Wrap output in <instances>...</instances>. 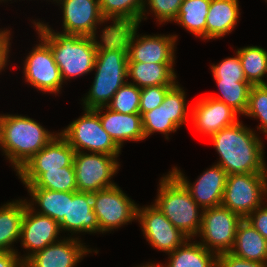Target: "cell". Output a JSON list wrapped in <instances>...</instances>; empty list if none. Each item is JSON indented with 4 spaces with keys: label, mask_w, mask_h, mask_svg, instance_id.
<instances>
[{
    "label": "cell",
    "mask_w": 267,
    "mask_h": 267,
    "mask_svg": "<svg viewBox=\"0 0 267 267\" xmlns=\"http://www.w3.org/2000/svg\"><path fill=\"white\" fill-rule=\"evenodd\" d=\"M210 139L220 157L217 165L228 175L267 173L261 138L240 121L222 128Z\"/></svg>",
    "instance_id": "6da1fadb"
},
{
    "label": "cell",
    "mask_w": 267,
    "mask_h": 267,
    "mask_svg": "<svg viewBox=\"0 0 267 267\" xmlns=\"http://www.w3.org/2000/svg\"><path fill=\"white\" fill-rule=\"evenodd\" d=\"M56 135L30 117L0 114V149L16 173Z\"/></svg>",
    "instance_id": "7a4b0ae2"
},
{
    "label": "cell",
    "mask_w": 267,
    "mask_h": 267,
    "mask_svg": "<svg viewBox=\"0 0 267 267\" xmlns=\"http://www.w3.org/2000/svg\"><path fill=\"white\" fill-rule=\"evenodd\" d=\"M37 34L51 48L63 82L94 70L96 49L91 37L55 32L44 22H33Z\"/></svg>",
    "instance_id": "3957f363"
},
{
    "label": "cell",
    "mask_w": 267,
    "mask_h": 267,
    "mask_svg": "<svg viewBox=\"0 0 267 267\" xmlns=\"http://www.w3.org/2000/svg\"><path fill=\"white\" fill-rule=\"evenodd\" d=\"M160 180L154 205L189 239L196 237L201 229L203 209L200 210L188 190L170 171Z\"/></svg>",
    "instance_id": "277c9868"
},
{
    "label": "cell",
    "mask_w": 267,
    "mask_h": 267,
    "mask_svg": "<svg viewBox=\"0 0 267 267\" xmlns=\"http://www.w3.org/2000/svg\"><path fill=\"white\" fill-rule=\"evenodd\" d=\"M94 69L93 83L82 99L85 109L106 107L117 90L127 82L128 56L117 51L97 52Z\"/></svg>",
    "instance_id": "5b68a950"
},
{
    "label": "cell",
    "mask_w": 267,
    "mask_h": 267,
    "mask_svg": "<svg viewBox=\"0 0 267 267\" xmlns=\"http://www.w3.org/2000/svg\"><path fill=\"white\" fill-rule=\"evenodd\" d=\"M83 116L71 122L59 134L75 152H90L120 156L121 149L103 129L100 117L94 109H83ZM84 149V151H83ZM82 150V151H81Z\"/></svg>",
    "instance_id": "8992f818"
},
{
    "label": "cell",
    "mask_w": 267,
    "mask_h": 267,
    "mask_svg": "<svg viewBox=\"0 0 267 267\" xmlns=\"http://www.w3.org/2000/svg\"><path fill=\"white\" fill-rule=\"evenodd\" d=\"M266 195L267 173L229 174L221 205L245 219L264 205Z\"/></svg>",
    "instance_id": "52a82bcc"
},
{
    "label": "cell",
    "mask_w": 267,
    "mask_h": 267,
    "mask_svg": "<svg viewBox=\"0 0 267 267\" xmlns=\"http://www.w3.org/2000/svg\"><path fill=\"white\" fill-rule=\"evenodd\" d=\"M92 202L101 233L117 229L137 218L138 205L117 184L93 192Z\"/></svg>",
    "instance_id": "ba28073f"
},
{
    "label": "cell",
    "mask_w": 267,
    "mask_h": 267,
    "mask_svg": "<svg viewBox=\"0 0 267 267\" xmlns=\"http://www.w3.org/2000/svg\"><path fill=\"white\" fill-rule=\"evenodd\" d=\"M243 219L223 205L206 208L202 211V225L199 235L207 250L217 255L230 252L235 241L236 231Z\"/></svg>",
    "instance_id": "9c48e42d"
},
{
    "label": "cell",
    "mask_w": 267,
    "mask_h": 267,
    "mask_svg": "<svg viewBox=\"0 0 267 267\" xmlns=\"http://www.w3.org/2000/svg\"><path fill=\"white\" fill-rule=\"evenodd\" d=\"M117 157L119 156L76 152L73 166L77 191L93 193L116 185L111 178L119 170Z\"/></svg>",
    "instance_id": "30bf717a"
},
{
    "label": "cell",
    "mask_w": 267,
    "mask_h": 267,
    "mask_svg": "<svg viewBox=\"0 0 267 267\" xmlns=\"http://www.w3.org/2000/svg\"><path fill=\"white\" fill-rule=\"evenodd\" d=\"M186 94L178 82L166 93L164 101L159 107L142 115L145 139L153 133L160 132L168 140L170 132L186 123L188 108Z\"/></svg>",
    "instance_id": "8fae6325"
},
{
    "label": "cell",
    "mask_w": 267,
    "mask_h": 267,
    "mask_svg": "<svg viewBox=\"0 0 267 267\" xmlns=\"http://www.w3.org/2000/svg\"><path fill=\"white\" fill-rule=\"evenodd\" d=\"M24 60L26 82L43 93H59L63 80L50 46L41 38Z\"/></svg>",
    "instance_id": "7c38bea8"
},
{
    "label": "cell",
    "mask_w": 267,
    "mask_h": 267,
    "mask_svg": "<svg viewBox=\"0 0 267 267\" xmlns=\"http://www.w3.org/2000/svg\"><path fill=\"white\" fill-rule=\"evenodd\" d=\"M141 224L144 238L153 248L165 253L173 252L187 239L180 230L166 218V216L154 205L137 208V218Z\"/></svg>",
    "instance_id": "4fadbf2b"
},
{
    "label": "cell",
    "mask_w": 267,
    "mask_h": 267,
    "mask_svg": "<svg viewBox=\"0 0 267 267\" xmlns=\"http://www.w3.org/2000/svg\"><path fill=\"white\" fill-rule=\"evenodd\" d=\"M75 150L59 134L16 174L23 184H32L42 173L48 170H62L63 167H74Z\"/></svg>",
    "instance_id": "5bb4252c"
},
{
    "label": "cell",
    "mask_w": 267,
    "mask_h": 267,
    "mask_svg": "<svg viewBox=\"0 0 267 267\" xmlns=\"http://www.w3.org/2000/svg\"><path fill=\"white\" fill-rule=\"evenodd\" d=\"M63 12L62 33L90 37L97 34V25L105 24L110 17H103L99 0H53Z\"/></svg>",
    "instance_id": "9a60e30c"
},
{
    "label": "cell",
    "mask_w": 267,
    "mask_h": 267,
    "mask_svg": "<svg viewBox=\"0 0 267 267\" xmlns=\"http://www.w3.org/2000/svg\"><path fill=\"white\" fill-rule=\"evenodd\" d=\"M170 172L184 185L201 209L221 205L228 174L220 165L215 164L204 171L193 184L177 167Z\"/></svg>",
    "instance_id": "2e32d148"
},
{
    "label": "cell",
    "mask_w": 267,
    "mask_h": 267,
    "mask_svg": "<svg viewBox=\"0 0 267 267\" xmlns=\"http://www.w3.org/2000/svg\"><path fill=\"white\" fill-rule=\"evenodd\" d=\"M60 225L54 219L34 212L26 203L22 220L20 240L28 253L22 257L25 262L29 257L48 245L59 241ZM58 238V239H57Z\"/></svg>",
    "instance_id": "e0dca14e"
},
{
    "label": "cell",
    "mask_w": 267,
    "mask_h": 267,
    "mask_svg": "<svg viewBox=\"0 0 267 267\" xmlns=\"http://www.w3.org/2000/svg\"><path fill=\"white\" fill-rule=\"evenodd\" d=\"M80 238L67 237L37 251L24 262V267H76L92 249L83 245Z\"/></svg>",
    "instance_id": "ac0fdd59"
},
{
    "label": "cell",
    "mask_w": 267,
    "mask_h": 267,
    "mask_svg": "<svg viewBox=\"0 0 267 267\" xmlns=\"http://www.w3.org/2000/svg\"><path fill=\"white\" fill-rule=\"evenodd\" d=\"M191 111L196 130L209 137L239 121L234 109L209 95L196 101Z\"/></svg>",
    "instance_id": "d6986e66"
},
{
    "label": "cell",
    "mask_w": 267,
    "mask_h": 267,
    "mask_svg": "<svg viewBox=\"0 0 267 267\" xmlns=\"http://www.w3.org/2000/svg\"><path fill=\"white\" fill-rule=\"evenodd\" d=\"M177 35H138L131 41L128 62L175 63Z\"/></svg>",
    "instance_id": "ffe728a7"
},
{
    "label": "cell",
    "mask_w": 267,
    "mask_h": 267,
    "mask_svg": "<svg viewBox=\"0 0 267 267\" xmlns=\"http://www.w3.org/2000/svg\"><path fill=\"white\" fill-rule=\"evenodd\" d=\"M61 231L70 233H96L99 224L93 211L92 193L68 192L67 217L59 223Z\"/></svg>",
    "instance_id": "44dd1931"
},
{
    "label": "cell",
    "mask_w": 267,
    "mask_h": 267,
    "mask_svg": "<svg viewBox=\"0 0 267 267\" xmlns=\"http://www.w3.org/2000/svg\"><path fill=\"white\" fill-rule=\"evenodd\" d=\"M104 109L106 110L105 113L102 111ZM94 110L100 117L103 129L120 149L124 141L130 140L135 142L145 140L140 113L123 114L112 111L107 107H100Z\"/></svg>",
    "instance_id": "7402d4cb"
},
{
    "label": "cell",
    "mask_w": 267,
    "mask_h": 267,
    "mask_svg": "<svg viewBox=\"0 0 267 267\" xmlns=\"http://www.w3.org/2000/svg\"><path fill=\"white\" fill-rule=\"evenodd\" d=\"M112 24L104 27L101 31L100 42L96 34L90 37L97 52L117 51L128 56L131 41L136 31H138L140 22L131 18L110 17Z\"/></svg>",
    "instance_id": "603a6c76"
},
{
    "label": "cell",
    "mask_w": 267,
    "mask_h": 267,
    "mask_svg": "<svg viewBox=\"0 0 267 267\" xmlns=\"http://www.w3.org/2000/svg\"><path fill=\"white\" fill-rule=\"evenodd\" d=\"M238 0H211L206 16V40L221 38L236 27L240 11Z\"/></svg>",
    "instance_id": "cb8c5ba5"
},
{
    "label": "cell",
    "mask_w": 267,
    "mask_h": 267,
    "mask_svg": "<svg viewBox=\"0 0 267 267\" xmlns=\"http://www.w3.org/2000/svg\"><path fill=\"white\" fill-rule=\"evenodd\" d=\"M175 63H142L128 62V77L138 88L160 85H175L177 83Z\"/></svg>",
    "instance_id": "d4e9b609"
},
{
    "label": "cell",
    "mask_w": 267,
    "mask_h": 267,
    "mask_svg": "<svg viewBox=\"0 0 267 267\" xmlns=\"http://www.w3.org/2000/svg\"><path fill=\"white\" fill-rule=\"evenodd\" d=\"M230 252L246 260L267 263V240L243 219Z\"/></svg>",
    "instance_id": "484cf974"
},
{
    "label": "cell",
    "mask_w": 267,
    "mask_h": 267,
    "mask_svg": "<svg viewBox=\"0 0 267 267\" xmlns=\"http://www.w3.org/2000/svg\"><path fill=\"white\" fill-rule=\"evenodd\" d=\"M187 239L173 252L168 253L169 262L156 267H217L218 255L207 250L201 243ZM189 242V243H188Z\"/></svg>",
    "instance_id": "4316f807"
},
{
    "label": "cell",
    "mask_w": 267,
    "mask_h": 267,
    "mask_svg": "<svg viewBox=\"0 0 267 267\" xmlns=\"http://www.w3.org/2000/svg\"><path fill=\"white\" fill-rule=\"evenodd\" d=\"M25 199L15 200L0 207V251H16L12 245L20 239Z\"/></svg>",
    "instance_id": "83f0119b"
},
{
    "label": "cell",
    "mask_w": 267,
    "mask_h": 267,
    "mask_svg": "<svg viewBox=\"0 0 267 267\" xmlns=\"http://www.w3.org/2000/svg\"><path fill=\"white\" fill-rule=\"evenodd\" d=\"M31 200H26L27 205L34 212L46 215L58 223L67 217L68 192L53 191L44 188H27ZM31 201V202H30ZM34 203L40 207L35 211Z\"/></svg>",
    "instance_id": "f1b7e54d"
},
{
    "label": "cell",
    "mask_w": 267,
    "mask_h": 267,
    "mask_svg": "<svg viewBox=\"0 0 267 267\" xmlns=\"http://www.w3.org/2000/svg\"><path fill=\"white\" fill-rule=\"evenodd\" d=\"M211 0H183L174 22L206 40V16Z\"/></svg>",
    "instance_id": "f546056e"
},
{
    "label": "cell",
    "mask_w": 267,
    "mask_h": 267,
    "mask_svg": "<svg viewBox=\"0 0 267 267\" xmlns=\"http://www.w3.org/2000/svg\"><path fill=\"white\" fill-rule=\"evenodd\" d=\"M242 63L246 80L251 85H263L267 74V51L259 46H247L236 51Z\"/></svg>",
    "instance_id": "4dcf8cb0"
},
{
    "label": "cell",
    "mask_w": 267,
    "mask_h": 267,
    "mask_svg": "<svg viewBox=\"0 0 267 267\" xmlns=\"http://www.w3.org/2000/svg\"><path fill=\"white\" fill-rule=\"evenodd\" d=\"M222 96L209 95L234 109L239 115L244 114L249 99L251 84L248 81H222L215 79Z\"/></svg>",
    "instance_id": "1f68e13d"
},
{
    "label": "cell",
    "mask_w": 267,
    "mask_h": 267,
    "mask_svg": "<svg viewBox=\"0 0 267 267\" xmlns=\"http://www.w3.org/2000/svg\"><path fill=\"white\" fill-rule=\"evenodd\" d=\"M26 188H44L59 192L77 191L74 167H63L62 170H48L42 173L32 184H24Z\"/></svg>",
    "instance_id": "d6a6232c"
},
{
    "label": "cell",
    "mask_w": 267,
    "mask_h": 267,
    "mask_svg": "<svg viewBox=\"0 0 267 267\" xmlns=\"http://www.w3.org/2000/svg\"><path fill=\"white\" fill-rule=\"evenodd\" d=\"M103 17L131 18L140 22L145 0H99Z\"/></svg>",
    "instance_id": "836d02e7"
},
{
    "label": "cell",
    "mask_w": 267,
    "mask_h": 267,
    "mask_svg": "<svg viewBox=\"0 0 267 267\" xmlns=\"http://www.w3.org/2000/svg\"><path fill=\"white\" fill-rule=\"evenodd\" d=\"M140 94L141 88L127 81L117 90L106 107L123 114L140 113Z\"/></svg>",
    "instance_id": "e575fe53"
},
{
    "label": "cell",
    "mask_w": 267,
    "mask_h": 267,
    "mask_svg": "<svg viewBox=\"0 0 267 267\" xmlns=\"http://www.w3.org/2000/svg\"><path fill=\"white\" fill-rule=\"evenodd\" d=\"M261 120L257 129L267 136V87L252 85L249 92L248 106L243 114ZM261 129V130H260Z\"/></svg>",
    "instance_id": "d590c367"
},
{
    "label": "cell",
    "mask_w": 267,
    "mask_h": 267,
    "mask_svg": "<svg viewBox=\"0 0 267 267\" xmlns=\"http://www.w3.org/2000/svg\"><path fill=\"white\" fill-rule=\"evenodd\" d=\"M182 2L183 0H145V8L141 15L140 22L143 19H147L145 16V13L148 12L146 10V5H149L150 12L154 13L159 24L168 21L172 22L176 19Z\"/></svg>",
    "instance_id": "8d00e7d4"
},
{
    "label": "cell",
    "mask_w": 267,
    "mask_h": 267,
    "mask_svg": "<svg viewBox=\"0 0 267 267\" xmlns=\"http://www.w3.org/2000/svg\"><path fill=\"white\" fill-rule=\"evenodd\" d=\"M235 53V57L225 58L219 64L211 66L214 79H222V81H247L239 55L237 52Z\"/></svg>",
    "instance_id": "74e56055"
},
{
    "label": "cell",
    "mask_w": 267,
    "mask_h": 267,
    "mask_svg": "<svg viewBox=\"0 0 267 267\" xmlns=\"http://www.w3.org/2000/svg\"><path fill=\"white\" fill-rule=\"evenodd\" d=\"M174 85L148 86L141 88L140 94V114L141 116L148 111L159 107L164 101L166 93Z\"/></svg>",
    "instance_id": "f35d334b"
},
{
    "label": "cell",
    "mask_w": 267,
    "mask_h": 267,
    "mask_svg": "<svg viewBox=\"0 0 267 267\" xmlns=\"http://www.w3.org/2000/svg\"><path fill=\"white\" fill-rule=\"evenodd\" d=\"M217 267H267V263L246 260L231 252H224L218 254Z\"/></svg>",
    "instance_id": "ab89813d"
},
{
    "label": "cell",
    "mask_w": 267,
    "mask_h": 267,
    "mask_svg": "<svg viewBox=\"0 0 267 267\" xmlns=\"http://www.w3.org/2000/svg\"><path fill=\"white\" fill-rule=\"evenodd\" d=\"M245 220L267 240V204L258 207Z\"/></svg>",
    "instance_id": "60d3db41"
},
{
    "label": "cell",
    "mask_w": 267,
    "mask_h": 267,
    "mask_svg": "<svg viewBox=\"0 0 267 267\" xmlns=\"http://www.w3.org/2000/svg\"><path fill=\"white\" fill-rule=\"evenodd\" d=\"M10 30H1L0 29V73L2 69L6 68L8 55H9V47L11 42L10 41Z\"/></svg>",
    "instance_id": "b9f144b4"
},
{
    "label": "cell",
    "mask_w": 267,
    "mask_h": 267,
    "mask_svg": "<svg viewBox=\"0 0 267 267\" xmlns=\"http://www.w3.org/2000/svg\"><path fill=\"white\" fill-rule=\"evenodd\" d=\"M0 267H24L22 256L18 252L0 251Z\"/></svg>",
    "instance_id": "7bdbcfd3"
},
{
    "label": "cell",
    "mask_w": 267,
    "mask_h": 267,
    "mask_svg": "<svg viewBox=\"0 0 267 267\" xmlns=\"http://www.w3.org/2000/svg\"><path fill=\"white\" fill-rule=\"evenodd\" d=\"M139 267H156L155 263L153 264L152 262L151 263H147V264H143L142 266H139Z\"/></svg>",
    "instance_id": "ee69618b"
}]
</instances>
